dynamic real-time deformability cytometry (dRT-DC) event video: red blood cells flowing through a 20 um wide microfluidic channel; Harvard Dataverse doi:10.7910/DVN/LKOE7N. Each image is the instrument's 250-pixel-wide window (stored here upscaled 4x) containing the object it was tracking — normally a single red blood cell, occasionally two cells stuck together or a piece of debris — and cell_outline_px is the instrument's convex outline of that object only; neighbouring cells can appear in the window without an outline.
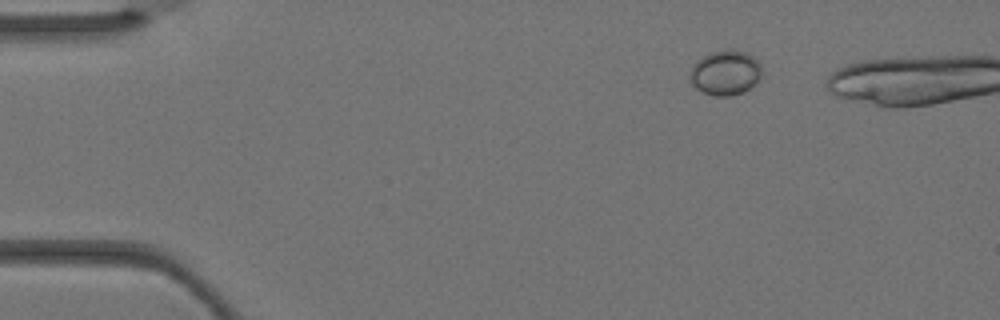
{"species": "Egyptian fruit bat (a non-hibernating species)", "species_latin": "Rousettus aegyptiacus", "temperature_condition": "warm", "stored_images_in_passage": 3, "camera_frame_rate_fps": 3000, "um_per_image_px": 0.085, "animal": {"sex": "female"}, "frame": {"image": 1, "passage_image": 1, "time_ms": 0.0, "image_size_px": [1000, 320], "cell_outline_px": [[760, 76], [744, 92], [732, 96], [712, 96], [696, 88], [692, 84], [688, 76], [696, 60], [708, 52], [732, 48], [748, 52], [760, 64]], "centroid_in_image_um": [61.61, 6.16], "position_along_channel_um": 23.4, "area_um2": 18.9}}